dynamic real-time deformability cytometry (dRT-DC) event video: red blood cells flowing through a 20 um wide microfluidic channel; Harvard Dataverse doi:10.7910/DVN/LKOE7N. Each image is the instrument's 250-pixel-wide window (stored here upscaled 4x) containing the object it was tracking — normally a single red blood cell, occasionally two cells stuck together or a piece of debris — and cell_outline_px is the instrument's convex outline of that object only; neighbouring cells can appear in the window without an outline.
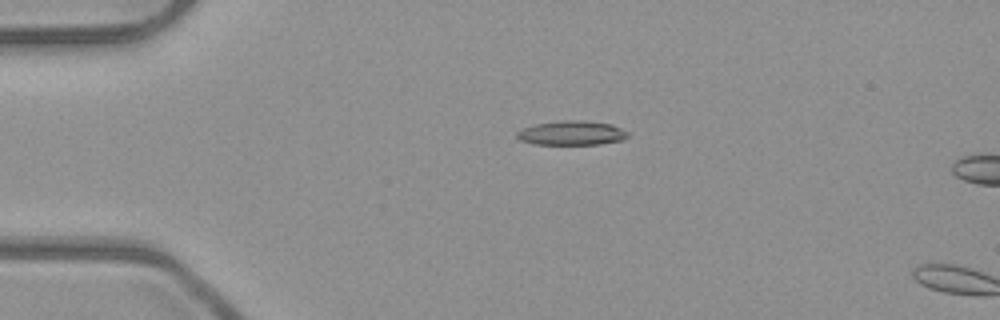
{"species": "common noctule bat (a hibernating species)", "species_latin": "Nyctalus noctula", "temperature_condition": "room temperature", "stored_images_in_passage": 4, "camera_frame_rate_fps": 3000, "um_per_image_px": 0.085, "animal": {"sex": "male", "body_mass_g": 23.1, "forearm_length_mm": 52.7}, "frame": {"image": 1, "passage_image": 3, "time_ms": 0.667, "image_size_px": [1000, 320], "cell_outline_px": [[632, 132], [624, 140], [600, 144], [536, 144], [520, 140], [516, 136], [516, 132], [524, 128], [536, 124], [564, 120], [580, 120], [612, 124]], "centroid_in_image_um": [48.67, 11.3], "position_along_channel_um": 36.3, "area_um2": 15.78}}